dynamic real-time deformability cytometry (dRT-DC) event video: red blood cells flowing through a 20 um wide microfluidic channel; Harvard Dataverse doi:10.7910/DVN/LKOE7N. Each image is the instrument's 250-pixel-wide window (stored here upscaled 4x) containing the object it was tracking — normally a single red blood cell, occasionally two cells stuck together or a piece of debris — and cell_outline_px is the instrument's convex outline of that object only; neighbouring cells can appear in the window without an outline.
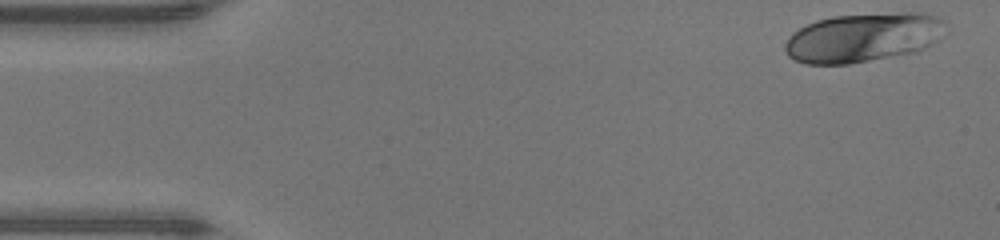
{"species": "human", "species_latin": "Homo sapiens", "temperature_condition": "warm", "stored_images_in_passage": 16, "camera_frame_rate_fps": 3000, "um_per_image_px": 0.085, "donor": {"sex": "male"}, "frame": {"image": 1, "passage_image": 1, "time_ms": 0.0, "image_size_px": [1000, 240], "cell_outline_px": [[944, 36], [924, 48], [916, 52], [848, 64], [804, 64], [788, 56], [784, 48], [784, 44], [792, 32], [816, 20], [832, 16], [900, 12], [924, 12], [936, 16], [944, 20]], "centroid_in_image_um": [73.38, 3.18], "position_along_channel_um": 11.6, "area_um2": 46.24}}
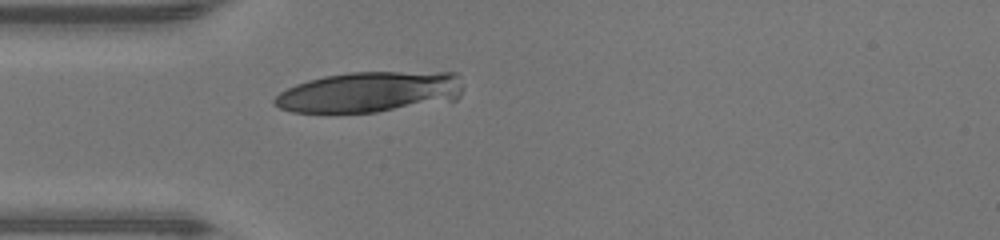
{"frame": {"image": 2, "passage_image": 12, "time_ms": 3.667, "image_size_px": [1000, 240], "cell_outline_px": [[464, 88], [460, 96], [456, 100], [376, 112], [292, 112], [280, 108], [272, 104], [272, 100], [280, 92], [296, 84], [308, 80], [324, 76], [348, 72], [456, 72], [460, 76], [464, 84]], "centroid_in_image_um": [31.47, 7.81], "position_along_channel_um": 53.5, "area_um2": 45.08}}